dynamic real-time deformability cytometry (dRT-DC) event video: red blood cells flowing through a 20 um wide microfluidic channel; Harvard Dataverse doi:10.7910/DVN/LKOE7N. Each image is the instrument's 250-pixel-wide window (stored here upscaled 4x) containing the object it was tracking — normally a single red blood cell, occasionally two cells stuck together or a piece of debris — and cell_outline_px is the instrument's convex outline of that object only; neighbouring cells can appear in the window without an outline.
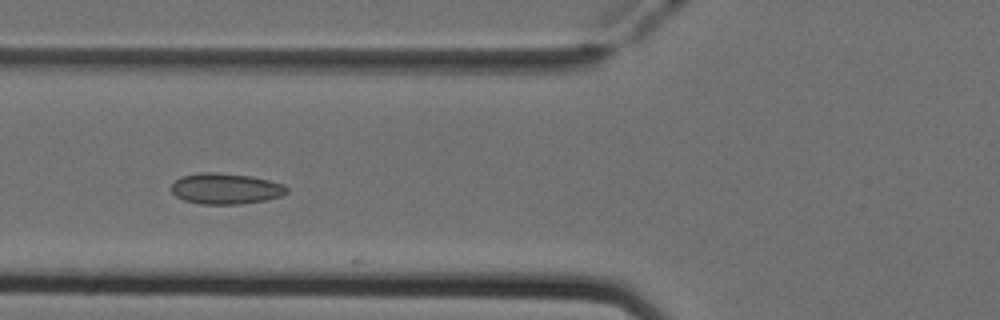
{"species": "Egyptian fruit bat (a non-hibernating species)", "species_latin": "Rousettus aegyptiacus", "temperature_condition": "cold", "stored_images_in_passage": 16, "camera_frame_rate_fps": 3000, "um_per_image_px": 0.085, "animal": {"sex": "female"}, "frame": {"image": 1, "passage_image": 15, "time_ms": 4.667, "image_size_px": [1000, 320], "cell_outline_px": [[288, 192], [280, 196], [264, 200], [240, 204], [200, 204], [184, 200], [176, 196], [172, 192], [172, 184], [180, 176], [200, 172], [216, 172], [252, 176], [284, 184], [288, 188]], "centroid_in_image_um": [19.17, 16.03], "position_along_channel_um": 106.6, "area_um2": 20.81}}